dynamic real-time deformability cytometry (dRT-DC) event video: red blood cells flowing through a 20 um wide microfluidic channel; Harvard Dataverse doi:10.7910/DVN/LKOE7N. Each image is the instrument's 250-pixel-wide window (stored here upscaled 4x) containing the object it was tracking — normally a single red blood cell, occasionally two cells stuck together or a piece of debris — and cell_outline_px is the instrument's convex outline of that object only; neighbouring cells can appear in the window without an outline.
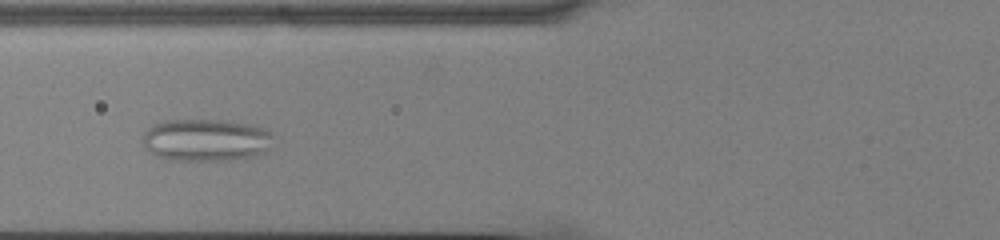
{"species": "common noctule bat (a hibernating species)", "species_latin": "Nyctalus noctula", "temperature_condition": "cold", "stored_images_in_passage": 33, "camera_frame_rate_fps": 3000, "um_per_image_px": 0.085, "animal": {"sex": "male", "body_mass_g": 13.0, "forearm_length_mm": 53.1}, "frame": {"image": 1, "passage_image": 5, "time_ms": 1.333, "image_size_px": [1000, 240], "cell_outline_px": [[272, 136], [268, 148], [264, 152], [252, 156], [228, 160], [168, 160], [156, 156], [148, 152], [144, 148], [144, 132], [152, 124], [164, 120], [228, 120], [252, 124], [264, 128]], "centroid_in_image_um": [17.45, 11.89], "position_along_channel_um": 108.3, "area_um2": 32.31}}
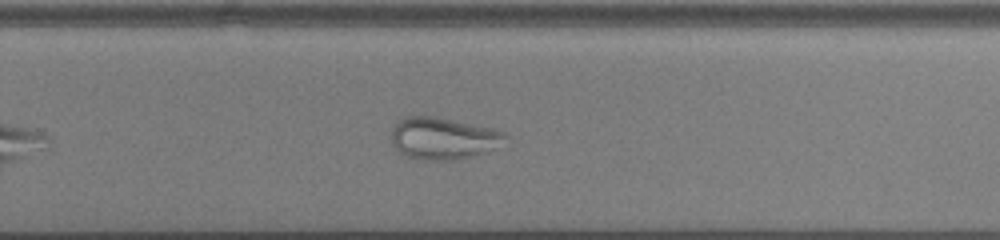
{"frame": {"image": 2, "passage_image": 20, "time_ms": 6.333, "image_size_px": [1000, 240], "cell_outline_px": [[512, 136], [468, 156], [456, 160], [424, 160], [408, 156], [400, 152], [392, 144], [392, 128], [404, 116], [436, 116], [492, 128], [504, 132]], "centroid_in_image_um": [37.58, 11.72], "position_along_channel_um": 292.2, "area_um2": 27.05}}
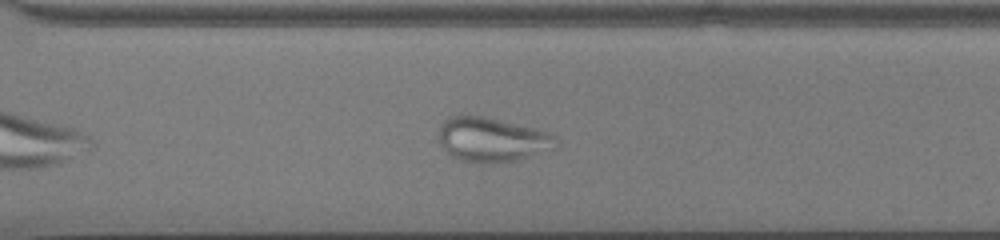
{"frame": {"image": 3, "passage_image": 23, "time_ms": 7.333, "image_size_px": [1000, 240], "cell_outline_px": [[556, 148], [516, 160], [484, 164], [460, 160], [452, 156], [440, 144], [440, 124], [448, 116], [484, 116], [536, 128], [548, 132], [556, 136]], "centroid_in_image_um": [41.83, 11.86], "position_along_channel_um": 328.8, "area_um2": 30.23}}